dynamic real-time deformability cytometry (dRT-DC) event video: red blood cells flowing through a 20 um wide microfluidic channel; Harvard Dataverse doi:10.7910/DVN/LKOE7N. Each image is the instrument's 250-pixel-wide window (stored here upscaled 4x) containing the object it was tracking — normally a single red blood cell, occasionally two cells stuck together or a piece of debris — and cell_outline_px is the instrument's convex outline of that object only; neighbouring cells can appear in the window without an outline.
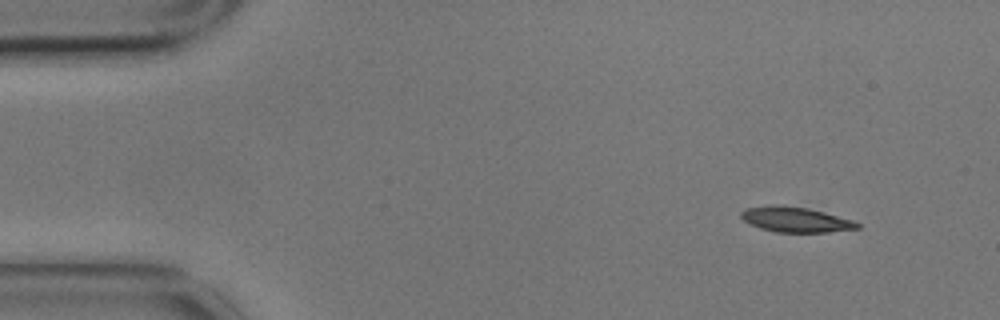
{"species": "common noctule bat (a hibernating species)", "species_latin": "Nyctalus noctula", "temperature_condition": "cold", "stored_images_in_passage": 4, "camera_frame_rate_fps": 3000, "um_per_image_px": 0.085, "animal": {"sex": "male", "body_mass_g": 17.9}, "frame": {"image": 1, "passage_image": 1, "time_ms": 0.0, "image_size_px": [1000, 320], "cell_outline_px": [[860, 228], [828, 232], [776, 232], [760, 228], [744, 220], [740, 216], [740, 212], [744, 208], [776, 204], [780, 204], [808, 208], [824, 212], [852, 220], [860, 224]], "centroid_in_image_um": [67.6, 18.65], "position_along_channel_um": 17.4, "area_um2": 17.05}}